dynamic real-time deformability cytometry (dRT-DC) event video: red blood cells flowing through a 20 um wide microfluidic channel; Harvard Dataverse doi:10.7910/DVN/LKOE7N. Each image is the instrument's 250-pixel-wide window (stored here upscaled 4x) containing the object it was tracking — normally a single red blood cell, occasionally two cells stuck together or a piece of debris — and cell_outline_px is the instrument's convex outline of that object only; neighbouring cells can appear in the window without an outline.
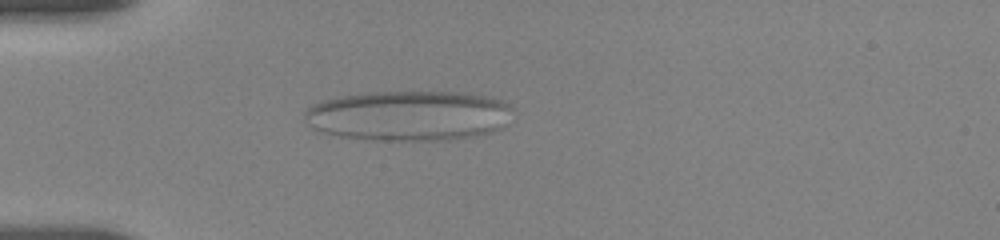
{"species": "human", "species_latin": "Homo sapiens", "temperature_condition": "room temperature", "stored_images_in_passage": 37, "camera_frame_rate_fps": 3000, "um_per_image_px": 0.085, "donor": {"sex": "female"}, "frame": {"image": 1, "passage_image": 3, "time_ms": 1.333, "image_size_px": [1000, 240], "cell_outline_px": [[512, 108], [504, 128], [472, 136], [444, 140], [376, 140], [340, 136], [324, 132], [312, 128], [304, 120], [304, 108], [312, 104], [324, 100], [340, 96], [368, 92], [468, 92], [492, 96], [508, 104]], "centroid_in_image_um": [34.73, 9.82], "position_along_channel_um": 50.3, "area_um2": 61.15}}
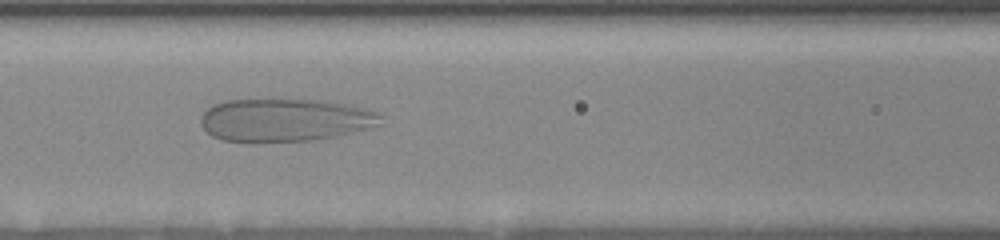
{"frame": {"image": 2, "passage_image": 12, "time_ms": 4.333, "image_size_px": [1000, 240], "cell_outline_px": [[384, 124], [336, 136], [316, 140], [256, 144], [252, 144], [224, 140], [212, 136], [200, 124], [200, 120], [204, 112], [212, 104], [224, 100], [320, 100], [368, 108], [380, 112], [384, 116]], "centroid_in_image_um": [24.25, 10.23], "position_along_channel_um": 142.4, "area_um2": 46.01}}
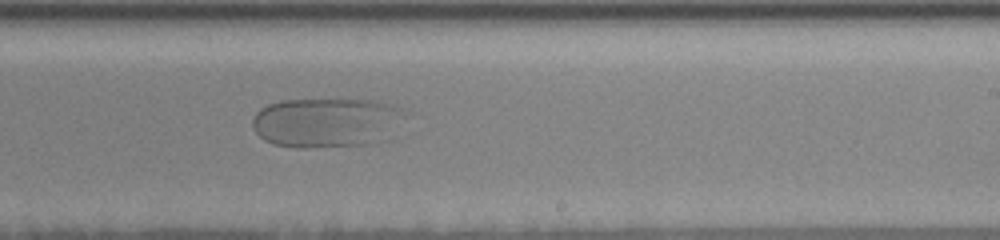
{"frame": {"image": 3, "passage_image": 24, "time_ms": 7.667, "image_size_px": [1000, 240], "cell_outline_px": [[400, 108], [388, 140], [372, 144], [304, 148], [272, 144], [264, 140], [256, 132], [252, 124], [252, 120], [256, 112], [260, 108], [268, 104], [280, 100], [376, 100], [392, 104]], "centroid_in_image_um": [27.65, 10.42], "position_along_channel_um": 261.4, "area_um2": 43.64}}